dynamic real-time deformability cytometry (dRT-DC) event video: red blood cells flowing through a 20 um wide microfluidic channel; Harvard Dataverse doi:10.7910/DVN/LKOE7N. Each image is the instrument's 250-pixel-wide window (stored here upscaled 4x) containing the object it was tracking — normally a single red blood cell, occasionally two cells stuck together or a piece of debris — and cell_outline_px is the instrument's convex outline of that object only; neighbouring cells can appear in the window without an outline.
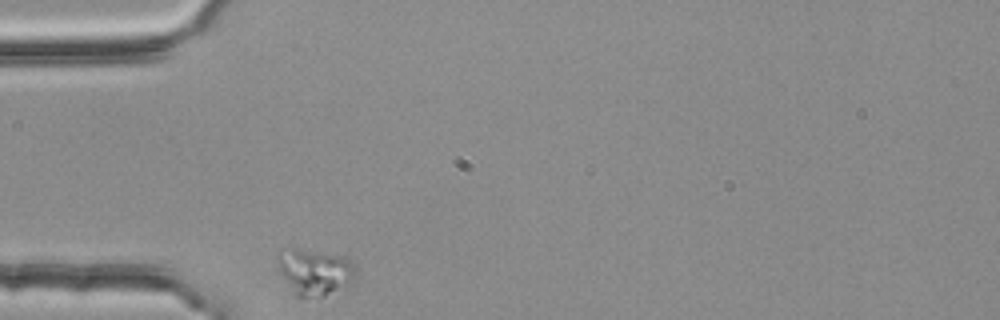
{"species": "common noctule bat (a hibernating species)", "species_latin": "Nyctalus noctula", "temperature_condition": "room temperature", "stored_images_in_passage": 1, "camera_frame_rate_fps": 3000, "um_per_image_px": 0.085, "animal": {"sex": "female", "body_mass_g": 25.1}, "frame": {"image": 1, "passage_image": 1, "time_ms": 0.0, "image_size_px": [1000, 320], "cell_outline_px": [[356, 276], [352, 280], [324, 296], [300, 300], [296, 296], [280, 272], [276, 256], [280, 248], [296, 248], [344, 256], [352, 260], [356, 268]], "centroid_in_image_um": [26.71, 23.09], "position_along_channel_um": 58.3, "area_um2": 21.15}}